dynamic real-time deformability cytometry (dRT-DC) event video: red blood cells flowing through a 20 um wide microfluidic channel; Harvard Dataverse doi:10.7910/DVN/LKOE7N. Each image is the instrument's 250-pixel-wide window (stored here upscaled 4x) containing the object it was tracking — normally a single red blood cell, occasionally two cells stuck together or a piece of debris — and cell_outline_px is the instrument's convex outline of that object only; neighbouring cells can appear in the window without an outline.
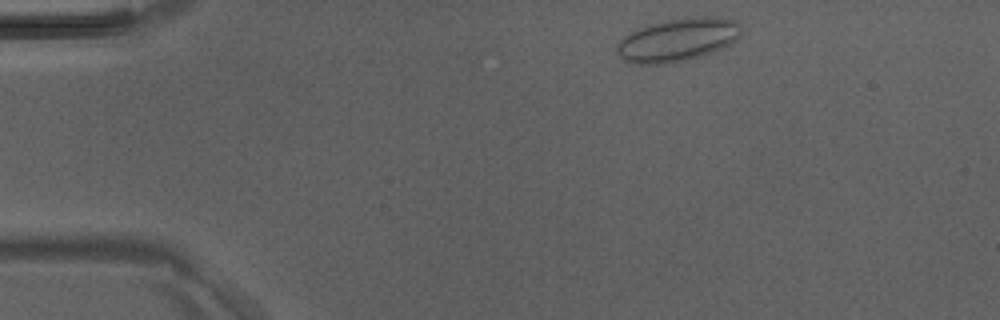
{"species": "Egyptian fruit bat (a non-hibernating species)", "species_latin": "Rousettus aegyptiacus", "temperature_condition": "room temperature", "stored_images_in_passage": 40, "camera_frame_rate_fps": 3000, "um_per_image_px": 0.085, "animal": {"sex": "male"}, "frame": {"image": 1, "passage_image": 2, "time_ms": 0.333, "image_size_px": [1000, 320], "cell_outline_px": [[740, 36], [732, 44], [712, 52], [700, 56], [684, 60], [664, 64], [636, 64], [624, 60], [616, 52], [616, 44], [628, 32], [648, 24], [684, 16], [716, 16], [736, 20], [740, 24]], "centroid_in_image_um": [57.6, 3.36], "position_along_channel_um": 27.4, "area_um2": 31.67}}
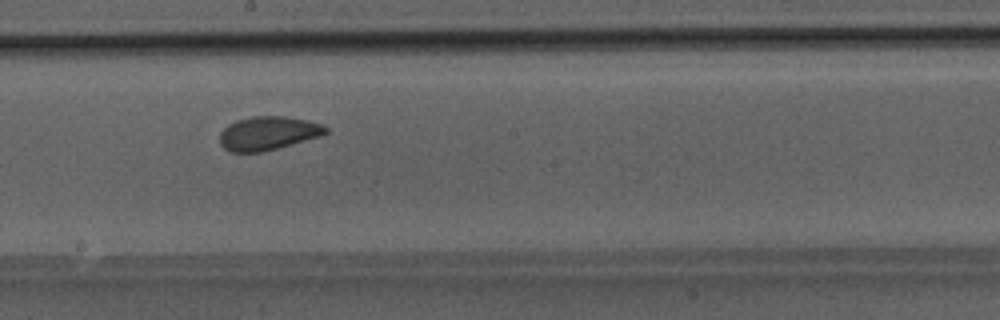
{"frame": {"image": 2, "passage_image": 20, "time_ms": 6.333, "image_size_px": [1000, 320], "cell_outline_px": [[328, 132], [320, 136], [276, 148], [260, 152], [232, 152], [224, 148], [220, 144], [220, 132], [228, 124], [236, 120], [252, 116], [284, 116], [308, 120], [324, 124], [328, 128]], "centroid_in_image_um": [22.78, 11.31], "position_along_channel_um": 225.4, "area_um2": 20.75}}
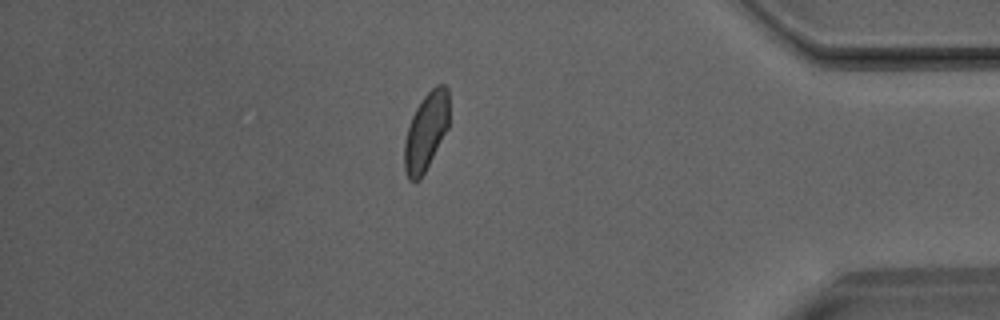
{"frame": {"image": 3, "passage_image": 34, "time_ms": 11.0, "image_size_px": [1000, 320], "cell_outline_px": [[448, 128], [420, 180], [408, 180], [404, 172], [404, 140], [412, 116], [416, 108], [424, 96], [436, 84], [444, 84], [448, 88]], "centroid_in_image_um": [36.2, 11.18], "position_along_channel_um": 399.0, "area_um2": 20.17}}